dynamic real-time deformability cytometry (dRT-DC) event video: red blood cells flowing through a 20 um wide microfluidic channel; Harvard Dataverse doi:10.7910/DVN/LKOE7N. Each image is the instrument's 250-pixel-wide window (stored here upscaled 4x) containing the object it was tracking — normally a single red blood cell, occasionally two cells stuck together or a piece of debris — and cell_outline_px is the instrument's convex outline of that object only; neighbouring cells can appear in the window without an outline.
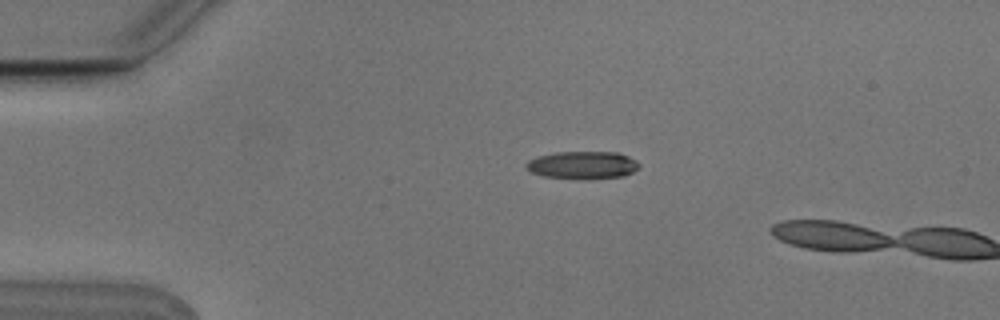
{"species": "Egyptian fruit bat (a non-hibernating species)", "species_latin": "Rousettus aegyptiacus", "temperature_condition": "cold", "stored_images_in_passage": 4, "camera_frame_rate_fps": 3000, "um_per_image_px": 0.085, "animal": {"sex": "male"}, "frame": {"image": 1, "passage_image": 3, "time_ms": 0.667, "image_size_px": [1000, 320], "cell_outline_px": [[640, 164], [632, 172], [624, 176], [584, 180], [580, 180], [544, 176], [528, 172], [524, 168], [524, 164], [528, 160], [536, 156], [556, 152], [616, 152], [628, 156], [636, 160]], "centroid_in_image_um": [49.45, 14.04], "position_along_channel_um": 35.5, "area_um2": 18.61}}